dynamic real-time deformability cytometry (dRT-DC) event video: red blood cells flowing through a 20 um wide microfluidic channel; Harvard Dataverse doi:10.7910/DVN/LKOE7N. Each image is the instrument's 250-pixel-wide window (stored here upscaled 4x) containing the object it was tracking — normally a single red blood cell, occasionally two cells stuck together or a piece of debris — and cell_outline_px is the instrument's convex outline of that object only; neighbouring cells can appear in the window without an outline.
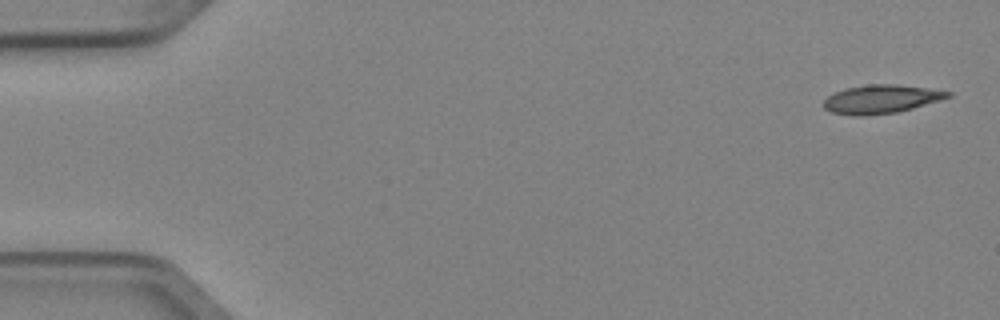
{"species": "Egyptian fruit bat (a non-hibernating species)", "species_latin": "Rousettus aegyptiacus", "temperature_condition": "cold", "stored_images_in_passage": 5, "segment_of_instrument_passage": [2, 2], "camera_frame_rate_fps": 3000, "um_per_image_px": 0.085, "animal": {"sex": "female"}, "frame": {"image": 1, "passage_image": 5, "time_ms": 1.333, "image_size_px": [1000, 320], "cell_outline_px": [[952, 96], [912, 108], [896, 112], [860, 116], [856, 116], [832, 112], [824, 108], [820, 104], [828, 96], [844, 88], [868, 84], [896, 84], [952, 92]], "centroid_in_image_um": [74.83, 8.42], "position_along_channel_um": 10.2, "area_um2": 20.46}}